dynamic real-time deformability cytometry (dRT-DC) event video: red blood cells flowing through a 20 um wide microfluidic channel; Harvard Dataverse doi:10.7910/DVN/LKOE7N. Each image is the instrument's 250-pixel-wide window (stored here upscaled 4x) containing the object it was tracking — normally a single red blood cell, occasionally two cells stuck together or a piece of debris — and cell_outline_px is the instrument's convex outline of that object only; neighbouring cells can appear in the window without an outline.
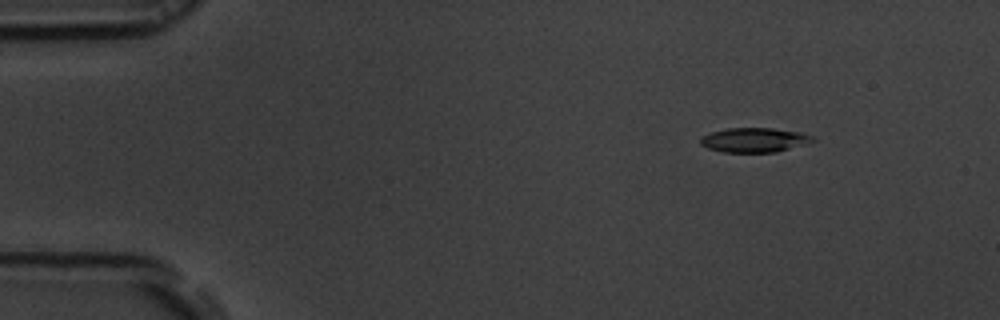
{"species": "common noctule bat (a hibernating species)", "species_latin": "Nyctalus noctula", "temperature_condition": "room temperature", "stored_images_in_passage": 47, "camera_frame_rate_fps": 3000, "um_per_image_px": 0.085, "animal": {"sex": "male", "body_mass_g": 19.5, "forearm_length_mm": 54.6}, "frame": {"image": 1, "passage_image": 1, "time_ms": 0.0, "image_size_px": [1000, 320], "cell_outline_px": [[816, 140], [776, 152], [724, 152], [708, 148], [700, 144], [700, 136], [712, 132], [728, 128], [772, 128], [800, 132], [812, 136]], "centroid_in_image_um": [64.07, 11.89], "position_along_channel_um": 20.9, "area_um2": 15.84}}
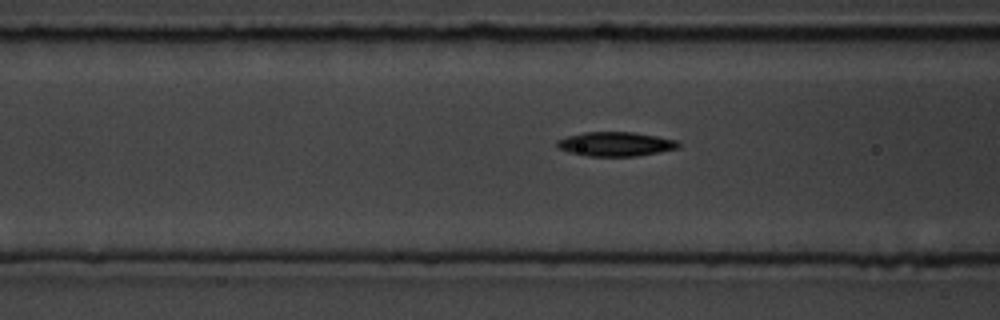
{"frame": {"image": 2, "passage_image": 15, "time_ms": 4.667, "image_size_px": [1000, 320], "cell_outline_px": [[680, 148], [660, 152], [636, 156], [588, 156], [568, 152], [560, 148], [556, 144], [556, 140], [568, 136], [584, 132], [632, 132], [656, 136], [676, 140], [680, 144]], "centroid_in_image_um": [52.33, 12.24], "position_along_channel_um": 114.3, "area_um2": 17.11}}
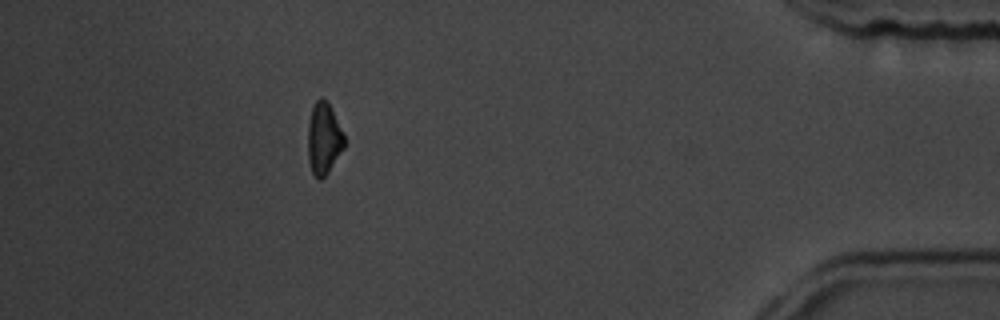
{"frame": {"image": 3, "passage_image": 42, "time_ms": 13.667, "image_size_px": [1000, 320], "cell_outline_px": [[344, 148], [328, 172], [320, 180], [316, 180], [312, 172], [308, 160], [308, 124], [312, 108], [316, 100], [320, 96], [328, 100], [344, 132]], "centroid_in_image_um": [27.52, 11.75], "position_along_channel_um": 407.7, "area_um2": 15.49}, "authors_computed_cell_mechanics": {"area_um2": 16.473, "velocity_mm_per_s": 3.8401, "shape_relaxation_time_tau1_ms": 3.8542, "shape_relaxation_time_tau2_ms": null, "deformation_change_tau1": 0.1289, "deformation_change_tau2": null}}